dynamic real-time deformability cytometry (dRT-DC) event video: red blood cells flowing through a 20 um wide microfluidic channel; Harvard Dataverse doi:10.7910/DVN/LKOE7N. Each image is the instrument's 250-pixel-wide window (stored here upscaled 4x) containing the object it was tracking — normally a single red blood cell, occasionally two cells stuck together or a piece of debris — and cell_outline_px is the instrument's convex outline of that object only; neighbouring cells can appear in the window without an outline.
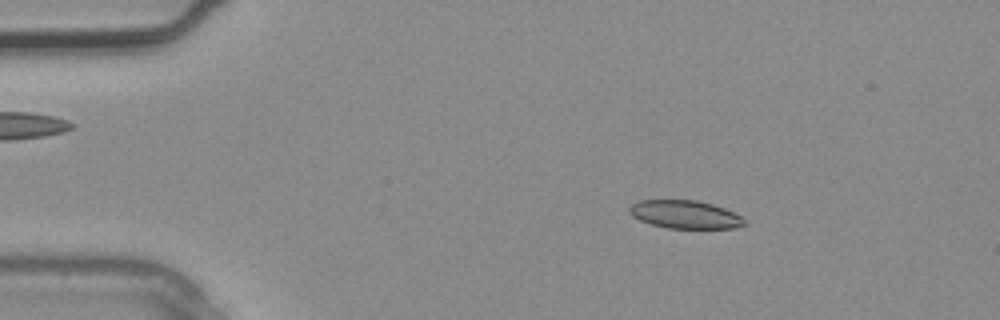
{"species": "common noctule bat (a hibernating species)", "species_latin": "Nyctalus noctula", "temperature_condition": "warm", "stored_images_in_passage": 2, "camera_frame_rate_fps": 3000, "um_per_image_px": 0.085, "animal": {"sex": "male", "body_mass_g": 20.4}, "frame": {"image": 1, "passage_image": 1, "time_ms": 0.0, "image_size_px": [1000, 320], "cell_outline_px": [[748, 224], [736, 228], [668, 228], [652, 224], [640, 220], [632, 216], [628, 212], [628, 208], [632, 204], [640, 200], [696, 200], [712, 204], [724, 208], [740, 216]], "centroid_in_image_um": [58.22, 18.23], "position_along_channel_um": 26.8, "area_um2": 18.79}}